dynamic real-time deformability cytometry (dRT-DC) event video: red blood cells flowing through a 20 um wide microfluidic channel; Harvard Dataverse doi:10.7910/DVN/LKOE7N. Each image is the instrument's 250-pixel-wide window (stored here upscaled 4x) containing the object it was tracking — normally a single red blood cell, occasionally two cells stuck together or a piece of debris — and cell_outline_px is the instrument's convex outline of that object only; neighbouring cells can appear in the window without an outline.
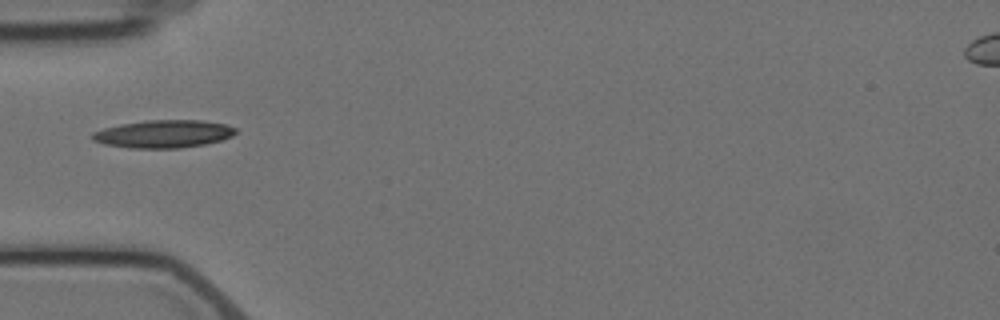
{"species": "Egyptian fruit bat (a non-hibernating species)", "species_latin": "Rousettus aegyptiacus", "temperature_condition": "cold", "stored_images_in_passage": 11, "camera_frame_rate_fps": 3000, "um_per_image_px": 0.085, "animal": {"sex": "female"}, "frame": {"image": 1, "passage_image": 1, "time_ms": 0.0, "image_size_px": [1000, 320], "cell_outline_px": [[236, 132], [232, 136], [220, 140], [204, 144], [180, 148], [128, 148], [104, 144], [92, 140], [88, 136], [92, 132], [104, 128], [120, 124], [148, 120], [204, 120], [224, 124], [236, 128]], "centroid_in_image_um": [13.85, 11.38], "position_along_channel_um": 71.2, "area_um2": 23.29}}
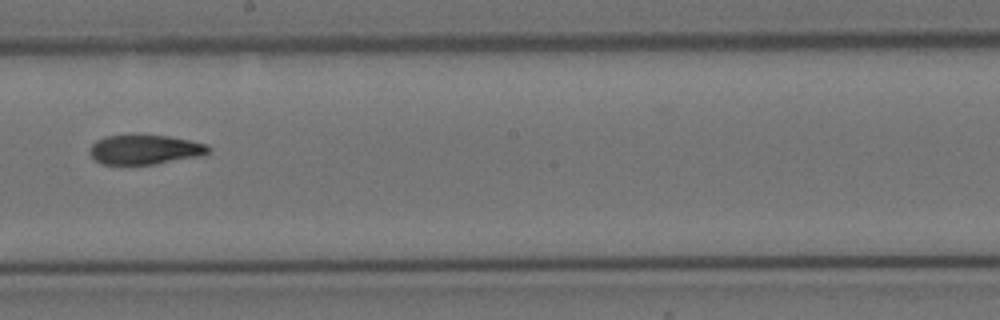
{"frame": {"image": 2, "passage_image": 5, "time_ms": 4.667, "image_size_px": [1000, 320], "cell_outline_px": [[212, 148], [208, 152], [200, 156], [156, 164], [100, 164], [88, 152], [88, 148], [96, 140], [104, 136], [168, 136], [208, 144]], "centroid_in_image_um": [12.3, 12.72], "position_along_channel_um": 235.9, "area_um2": 20.29}}
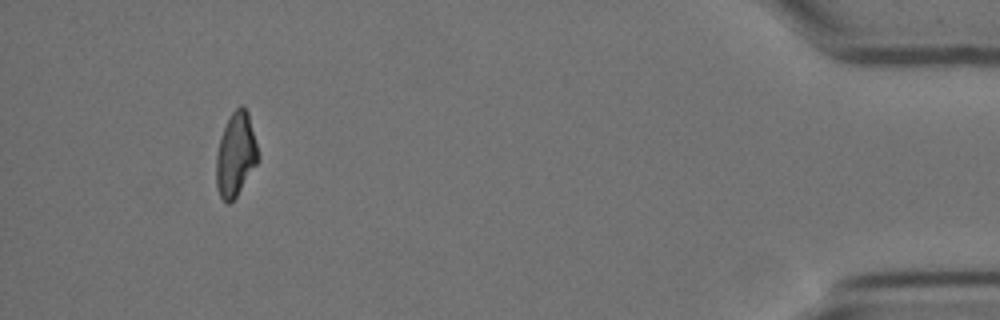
{"frame": {"image": 3, "passage_image": 10, "time_ms": 11.667, "image_size_px": [1000, 320], "cell_outline_px": [[260, 160], [236, 196], [228, 204], [220, 196], [216, 188], [216, 152], [220, 136], [232, 112], [240, 104], [248, 112], [260, 156]], "centroid_in_image_um": [20.04, 13.14], "position_along_channel_um": 415.2, "area_um2": 20.52}, "authors_computed_cell_mechanics": {"area_um2": 21.0392, "velocity_mm_per_s": 3.5159, "shape_relaxation_time_tau1_ms": null, "shape_relaxation_time_tau2_ms": 8.8363, "deformation_change_tau1": null, "deformation_change_tau2": 0.1662}}